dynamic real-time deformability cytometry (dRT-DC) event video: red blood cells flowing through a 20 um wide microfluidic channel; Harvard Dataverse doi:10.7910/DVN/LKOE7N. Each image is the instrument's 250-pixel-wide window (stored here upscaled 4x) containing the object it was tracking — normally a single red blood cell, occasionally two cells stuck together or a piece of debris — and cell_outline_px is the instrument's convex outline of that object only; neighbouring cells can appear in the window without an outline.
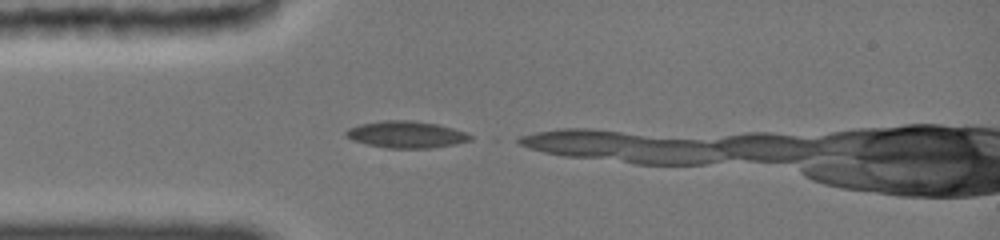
{"species": "common noctule bat (a hibernating species)", "species_latin": "Nyctalus noctula", "temperature_condition": "cold", "stored_images_in_passage": 6, "camera_frame_rate_fps": 3000, "um_per_image_px": 0.085, "animal": {"sex": "female", "body_mass_g": 19.0, "forearm_length_mm": 51.5}, "frame": {"image": 1, "passage_image": 2, "time_ms": 0.333, "image_size_px": [1000, 240], "cell_outline_px": [[472, 140], [452, 144], [428, 148], [384, 148], [368, 144], [356, 140], [348, 136], [344, 132], [348, 128], [364, 124], [388, 120], [404, 120], [436, 124], [452, 128], [464, 132], [472, 136]], "centroid_in_image_um": [34.55, 11.44], "position_along_channel_um": 50.5, "area_um2": 18.79}}
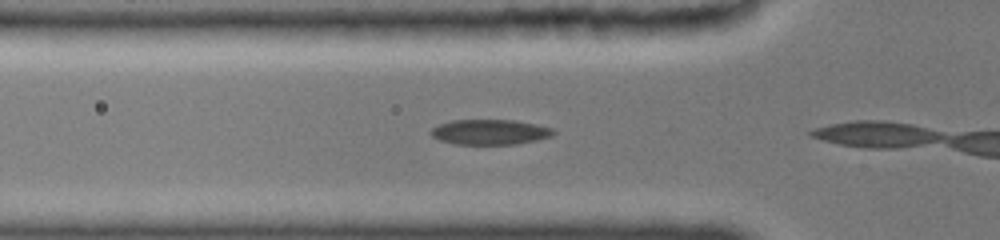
{"frame": {"image": 2, "passage_image": 5, "time_ms": 1.333, "image_size_px": [1000, 240], "cell_outline_px": [[552, 132], [548, 136], [532, 140], [512, 144], [452, 144], [440, 140], [432, 136], [432, 128], [440, 124], [452, 120], [512, 120], [552, 128]], "centroid_in_image_um": [41.53, 11.22], "position_along_channel_um": 84.3, "area_um2": 17.34}}